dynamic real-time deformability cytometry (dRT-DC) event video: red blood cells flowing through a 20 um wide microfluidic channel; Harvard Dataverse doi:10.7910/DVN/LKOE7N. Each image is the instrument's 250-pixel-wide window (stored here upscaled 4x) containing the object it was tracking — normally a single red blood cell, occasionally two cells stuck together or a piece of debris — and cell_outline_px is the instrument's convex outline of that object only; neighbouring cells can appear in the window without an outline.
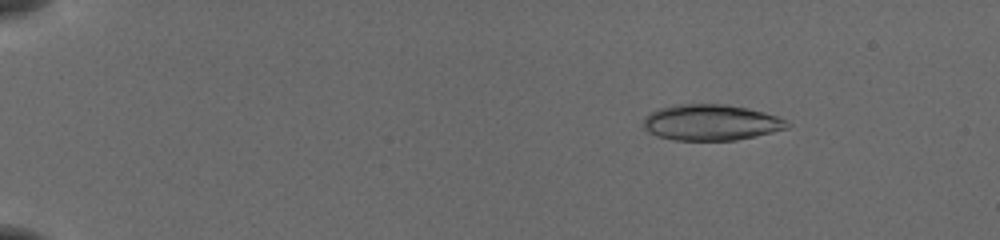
{"species": "common noctule bat (a hibernating species)", "species_latin": "Nyctalus noctula", "temperature_condition": "cold", "stored_images_in_passage": 46, "camera_frame_rate_fps": 3000, "um_per_image_px": 0.085, "animal": {"sex": "female", "body_mass_g": 19.5, "forearm_length_mm": 54.1}, "frame": {"image": 1, "passage_image": 3, "time_ms": 0.667, "image_size_px": [1000, 240], "cell_outline_px": [[792, 124], [788, 128], [772, 132], [736, 140], [676, 140], [656, 136], [648, 132], [644, 128], [644, 116], [660, 108], [676, 104], [724, 104], [748, 108], [764, 112], [788, 120]], "centroid_in_image_um": [60.45, 10.41], "position_along_channel_um": 24.6, "area_um2": 30.17}}